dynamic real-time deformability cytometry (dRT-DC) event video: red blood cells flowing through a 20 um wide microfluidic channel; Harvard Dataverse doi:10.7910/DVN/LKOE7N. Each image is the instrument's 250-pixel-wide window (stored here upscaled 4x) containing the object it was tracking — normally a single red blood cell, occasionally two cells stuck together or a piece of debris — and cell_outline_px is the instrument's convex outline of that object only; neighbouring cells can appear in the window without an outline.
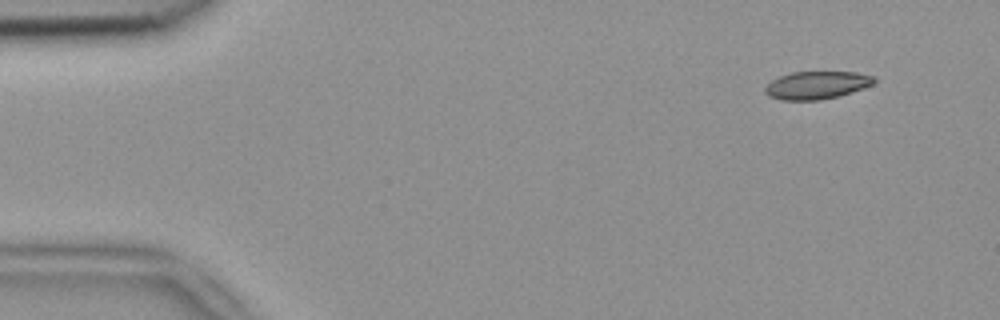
{"species": "common noctule bat (a hibernating species)", "species_latin": "Nyctalus noctula", "temperature_condition": "room temperature", "stored_images_in_passage": 7, "camera_frame_rate_fps": 3000, "um_per_image_px": 0.085, "animal": {"sex": "female", "body_mass_g": 18.4}, "frame": {"image": 1, "passage_image": 2, "time_ms": 0.333, "image_size_px": [1000, 320], "cell_outline_px": [[876, 80], [872, 84], [852, 92], [840, 96], [820, 100], [780, 100], [768, 96], [764, 92], [764, 88], [772, 80], [780, 76], [792, 72], [856, 72], [876, 76]], "centroid_in_image_um": [69.42, 7.24], "position_along_channel_um": 15.6, "area_um2": 17.74}}